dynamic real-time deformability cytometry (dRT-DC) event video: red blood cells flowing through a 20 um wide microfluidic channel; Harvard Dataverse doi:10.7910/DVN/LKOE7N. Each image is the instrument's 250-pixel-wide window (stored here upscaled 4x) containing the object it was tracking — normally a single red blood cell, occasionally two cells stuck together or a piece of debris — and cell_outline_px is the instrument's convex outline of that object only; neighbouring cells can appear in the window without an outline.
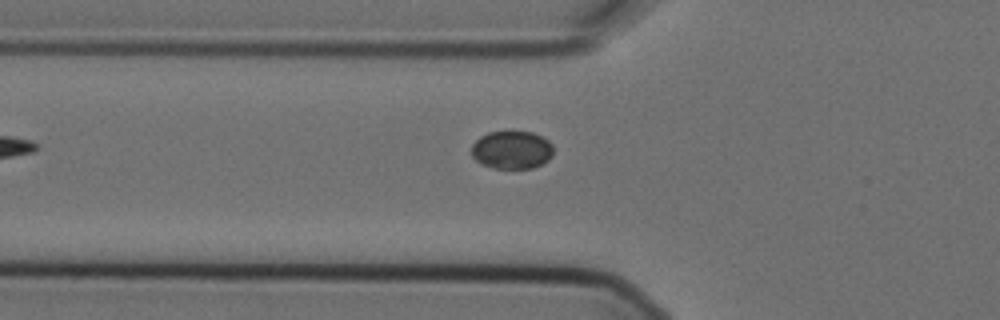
{"species": "Egyptian fruit bat (a non-hibernating species)", "species_latin": "Rousettus aegyptiacus", "temperature_condition": "cold", "stored_images_in_passage": 6, "camera_frame_rate_fps": 3000, "um_per_image_px": 0.085, "animal": {"sex": "female"}, "frame": {"image": 1, "passage_image": 6, "time_ms": 1.667, "image_size_px": [1000, 320], "cell_outline_px": [[552, 156], [548, 160], [532, 168], [492, 168], [480, 164], [472, 156], [472, 144], [480, 136], [488, 132], [532, 132], [548, 140], [552, 144]], "centroid_in_image_um": [43.48, 12.75], "position_along_channel_um": 82.3, "area_um2": 18.09}}